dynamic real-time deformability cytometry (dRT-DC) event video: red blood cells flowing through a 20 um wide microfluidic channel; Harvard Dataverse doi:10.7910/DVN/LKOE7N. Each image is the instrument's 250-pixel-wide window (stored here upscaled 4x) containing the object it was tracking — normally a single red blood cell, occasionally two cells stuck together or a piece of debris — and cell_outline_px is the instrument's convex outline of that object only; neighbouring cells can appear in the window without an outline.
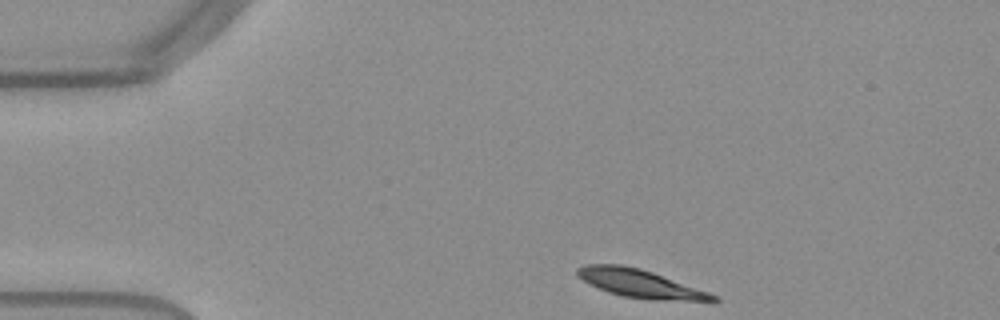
{"species": "Egyptian fruit bat (a non-hibernating species)", "species_latin": "Rousettus aegyptiacus", "temperature_condition": "warm", "stored_images_in_passage": 36, "camera_frame_rate_fps": 3000, "um_per_image_px": 0.085, "frame": {"image": 1, "passage_image": 1, "time_ms": 0.0, "image_size_px": [1000, 320], "cell_outline_px": [[720, 300], [656, 300], [624, 296], [608, 292], [576, 276], [576, 268], [584, 264], [620, 264], [640, 268], [652, 272], [720, 296]], "centroid_in_image_um": [54.37, 24.08], "position_along_channel_um": 30.6, "area_um2": 21.85}}
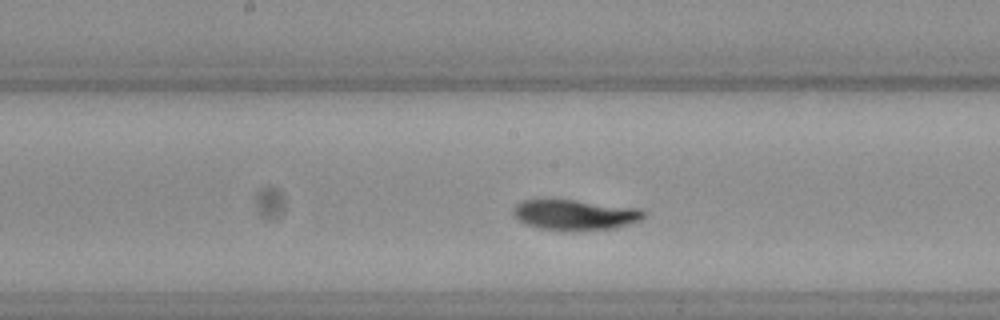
{"frame": {"image": 2, "passage_image": 19, "time_ms": 6.0, "image_size_px": [1000, 320], "cell_outline_px": [[648, 212], [640, 220], [616, 228], [572, 232], [568, 232], [536, 228], [524, 224], [512, 216], [512, 208], [520, 200], [576, 200], [640, 208]], "centroid_in_image_um": [48.84, 18.28], "position_along_channel_um": 199.4, "area_um2": 23.81}}
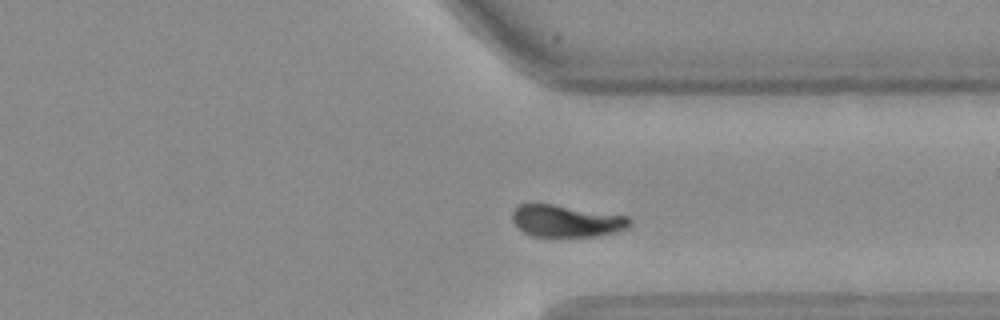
{"frame": {"image": 3, "passage_image": 32, "time_ms": 10.333, "image_size_px": [1000, 320], "cell_outline_px": [[632, 224], [628, 228], [616, 232], [596, 236], [532, 236], [524, 232], [512, 220], [512, 212], [520, 204], [532, 200], [628, 216], [632, 220]], "centroid_in_image_um": [48.13, 18.74], "position_along_channel_um": 363.3, "area_um2": 22.43}, "authors_computed_cell_mechanics": {"area_um2": 23.0333, "velocity_mm_per_s": 3.7775, "shape_relaxation_time_tau1_ms": 3.5516, "shape_relaxation_time_tau2_ms": null, "deformation_change_tau1": 0.1364, "deformation_change_tau2": null}}